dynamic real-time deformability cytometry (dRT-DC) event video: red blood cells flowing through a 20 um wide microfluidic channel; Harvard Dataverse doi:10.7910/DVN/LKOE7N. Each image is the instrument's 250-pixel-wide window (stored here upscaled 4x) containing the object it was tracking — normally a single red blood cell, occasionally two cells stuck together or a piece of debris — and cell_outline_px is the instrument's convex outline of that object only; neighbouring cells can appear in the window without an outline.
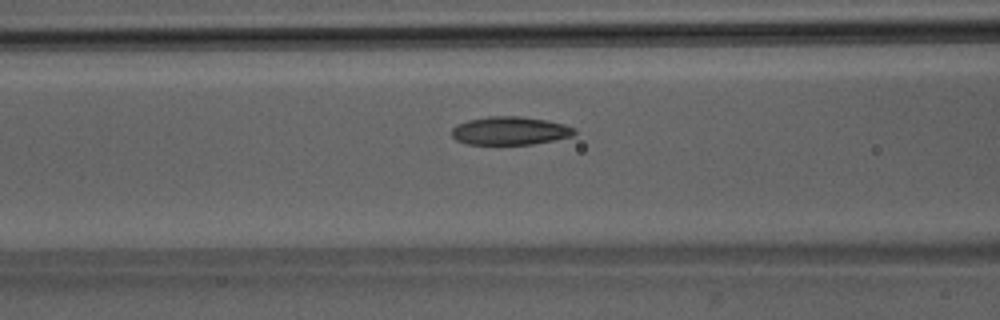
{"species": "Egyptian fruit bat (a non-hibernating species)", "species_latin": "Rousettus aegyptiacus", "temperature_condition": "room temperature", "stored_images_in_passage": 51, "camera_frame_rate_fps": 3000, "um_per_image_px": 0.085, "animal": {"sex": "male"}, "frame": {"image": 1, "passage_image": 21, "time_ms": 6.667, "image_size_px": [1000, 320], "cell_outline_px": [[576, 132], [572, 136], [556, 140], [532, 144], [468, 144], [456, 140], [452, 136], [452, 128], [456, 124], [468, 120], [488, 116], [520, 116], [548, 120], [564, 124], [576, 128]], "centroid_in_image_um": [43.37, 11.11], "position_along_channel_um": 123.2, "area_um2": 20.35}}
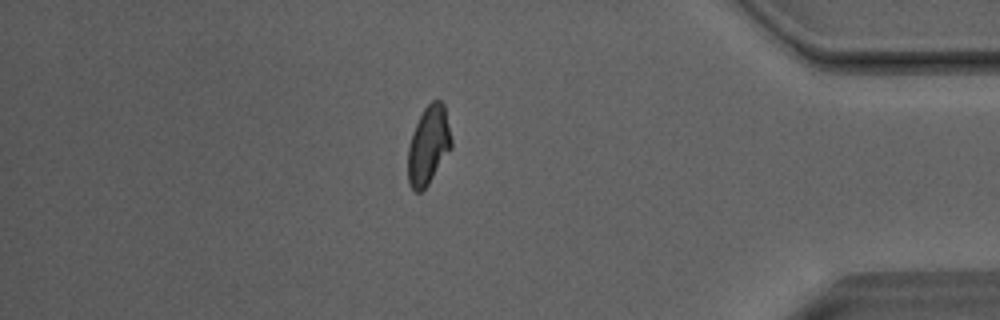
{"frame": {"image": 2, "passage_image": 44, "time_ms": 14.333, "image_size_px": [1000, 320], "cell_outline_px": [[452, 148], [428, 184], [420, 192], [416, 192], [408, 184], [408, 148], [412, 132], [424, 108], [432, 100], [440, 100], [444, 104], [452, 140]], "centroid_in_image_um": [36.42, 12.34], "position_along_channel_um": 398.8, "area_um2": 19.83}}
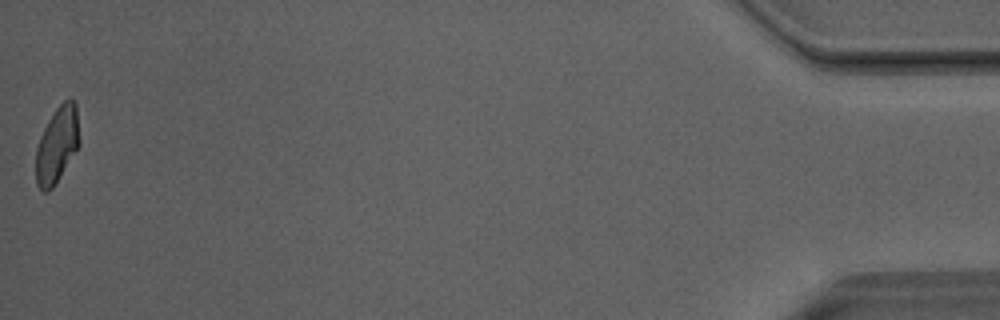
{"frame": {"image": 3, "passage_image": 51, "time_ms": 16.667, "image_size_px": [1000, 320], "cell_outline_px": [[80, 144], [52, 188], [48, 192], [44, 192], [36, 184], [36, 148], [40, 136], [48, 120], [56, 108], [64, 100], [72, 100], [76, 104], [80, 140]], "centroid_in_image_um": [4.84, 12.3], "position_along_channel_um": 430.4, "area_um2": 19.13}, "authors_computed_cell_mechanics": {"area_um2": 20.2878, "velocity_mm_per_s": 4.0364, "shape_relaxation_time_tau1_ms": 7.5659, "shape_relaxation_time_tau2_ms": 2.9118, "deformation_change_tau1": 0.1738, "deformation_change_tau2": 0.0898}}